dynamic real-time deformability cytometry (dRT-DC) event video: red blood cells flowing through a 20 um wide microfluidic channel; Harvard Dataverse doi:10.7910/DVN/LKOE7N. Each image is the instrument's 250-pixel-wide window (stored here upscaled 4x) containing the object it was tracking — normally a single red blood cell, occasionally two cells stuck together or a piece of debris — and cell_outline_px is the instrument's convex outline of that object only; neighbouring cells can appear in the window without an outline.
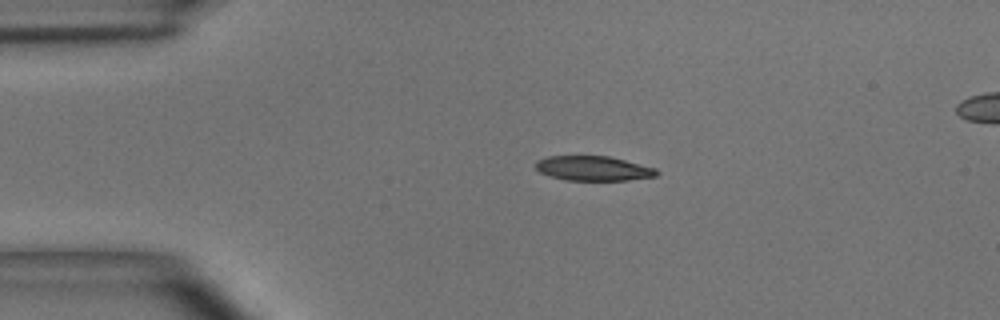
{"species": "common noctule bat (a hibernating species)", "species_latin": "Nyctalus noctula", "temperature_condition": "room temperature", "stored_images_in_passage": 4, "camera_frame_rate_fps": 3000, "um_per_image_px": 0.085, "animal": {"sex": "male", "body_mass_g": 15.6}, "frame": {"image": 1, "passage_image": 2, "time_ms": 0.333, "image_size_px": [1000, 320], "cell_outline_px": [[660, 172], [656, 176], [628, 180], [564, 180], [548, 176], [540, 172], [536, 168], [536, 160], [548, 156], [608, 156], [656, 168]], "centroid_in_image_um": [50.41, 14.31], "position_along_channel_um": 34.6, "area_um2": 17.4}}